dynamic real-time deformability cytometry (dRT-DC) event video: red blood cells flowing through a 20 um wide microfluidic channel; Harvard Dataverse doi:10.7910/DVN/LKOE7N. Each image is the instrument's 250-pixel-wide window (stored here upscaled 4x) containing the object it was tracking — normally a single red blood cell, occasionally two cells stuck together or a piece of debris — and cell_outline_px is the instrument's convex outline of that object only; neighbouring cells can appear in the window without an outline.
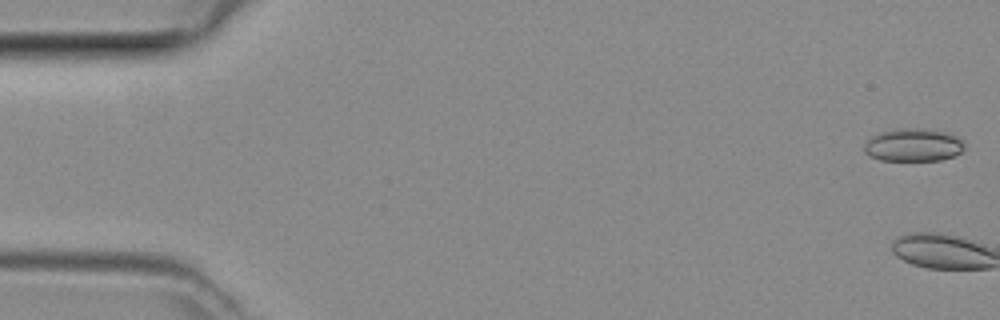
{"species": "common noctule bat (a hibernating species)", "species_latin": "Nyctalus noctula", "temperature_condition": "room temperature", "stored_images_in_passage": 2, "camera_frame_rate_fps": 3000, "um_per_image_px": 0.085, "animal": {"sex": "female", "body_mass_g": 29.2, "forearm_length_mm": 56.3}, "frame": {"image": 1, "passage_image": 1, "time_ms": 0.0, "image_size_px": [1000, 320], "cell_outline_px": [[964, 148], [960, 152], [952, 156], [940, 160], [880, 160], [868, 156], [864, 152], [864, 144], [872, 136], [880, 132], [892, 128], [924, 128], [944, 132], [956, 136], [964, 144]], "centroid_in_image_um": [77.57, 12.31], "position_along_channel_um": 7.4, "area_um2": 19.25}}